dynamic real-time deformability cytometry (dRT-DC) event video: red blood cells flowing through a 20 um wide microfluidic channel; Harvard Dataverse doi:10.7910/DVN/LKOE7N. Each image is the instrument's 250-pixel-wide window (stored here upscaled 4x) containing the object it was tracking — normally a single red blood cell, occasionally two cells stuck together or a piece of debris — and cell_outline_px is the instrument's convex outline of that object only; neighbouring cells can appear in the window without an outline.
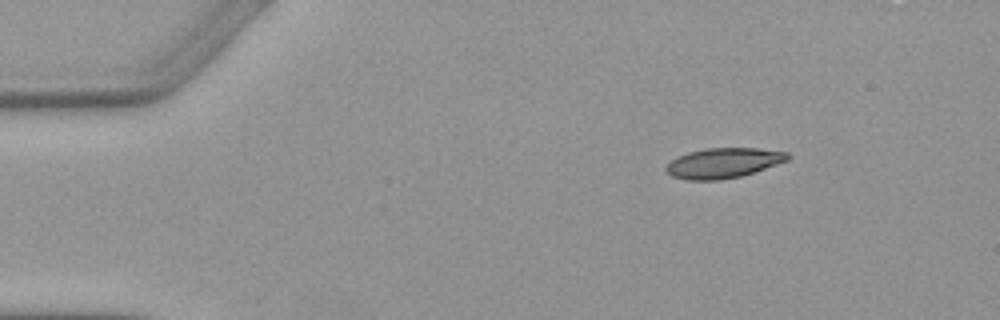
{"species": "Egyptian fruit bat (a non-hibernating species)", "species_latin": "Rousettus aegyptiacus", "temperature_condition": "warm", "stored_images_in_passage": 4, "camera_frame_rate_fps": 3000, "um_per_image_px": 0.085, "animal": {"sex": "female"}, "frame": {"image": 1, "passage_image": 1, "time_ms": 0.0, "image_size_px": [1000, 320], "cell_outline_px": [[792, 156], [788, 160], [740, 176], [720, 180], [688, 180], [672, 176], [664, 168], [676, 156], [688, 152], [708, 148], [756, 148], [788, 152]], "centroid_in_image_um": [61.47, 13.84], "position_along_channel_um": 23.5, "area_um2": 21.15}}
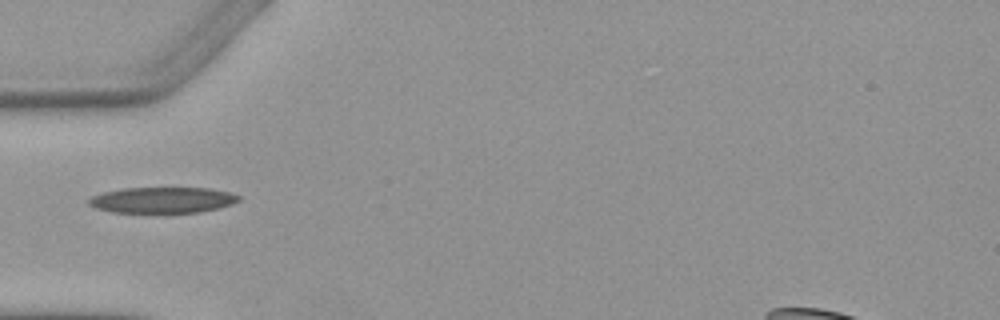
{"frame": {"image": 2, "passage_image": 4, "time_ms": 3.333, "image_size_px": [1000, 320], "cell_outline_px": [[240, 200], [232, 204], [220, 208], [200, 212], [168, 216], [152, 216], [112, 212], [96, 208], [88, 204], [88, 200], [92, 196], [104, 192], [120, 188], [208, 188], [228, 192], [240, 196]], "centroid_in_image_um": [13.79, 17.07], "position_along_channel_um": 71.2, "area_um2": 24.04}}